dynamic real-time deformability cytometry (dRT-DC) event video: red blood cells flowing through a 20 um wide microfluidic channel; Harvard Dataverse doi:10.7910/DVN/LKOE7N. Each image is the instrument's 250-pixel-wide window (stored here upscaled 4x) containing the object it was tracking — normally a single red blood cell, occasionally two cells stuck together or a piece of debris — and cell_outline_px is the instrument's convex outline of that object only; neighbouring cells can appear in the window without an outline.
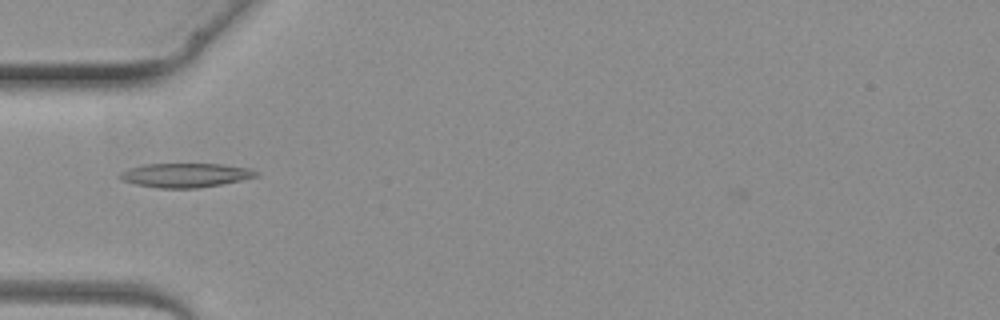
{"species": "common noctule bat (a hibernating species)", "species_latin": "Nyctalus noctula", "temperature_condition": "warm", "stored_images_in_passage": 1, "camera_frame_rate_fps": 3000, "um_per_image_px": 0.085, "animal": {"sex": "female", "body_mass_g": 19.3, "forearm_length_mm": 54.1}, "frame": {"image": 1, "passage_image": 1, "time_ms": 0.0, "image_size_px": [1000, 320], "cell_outline_px": [[256, 176], [240, 180], [220, 184], [196, 188], [156, 188], [136, 184], [120, 180], [116, 176], [120, 172], [128, 168], [144, 164], [220, 164], [252, 168], [256, 172]], "centroid_in_image_um": [15.67, 14.89], "position_along_channel_um": 69.3, "area_um2": 19.13}}